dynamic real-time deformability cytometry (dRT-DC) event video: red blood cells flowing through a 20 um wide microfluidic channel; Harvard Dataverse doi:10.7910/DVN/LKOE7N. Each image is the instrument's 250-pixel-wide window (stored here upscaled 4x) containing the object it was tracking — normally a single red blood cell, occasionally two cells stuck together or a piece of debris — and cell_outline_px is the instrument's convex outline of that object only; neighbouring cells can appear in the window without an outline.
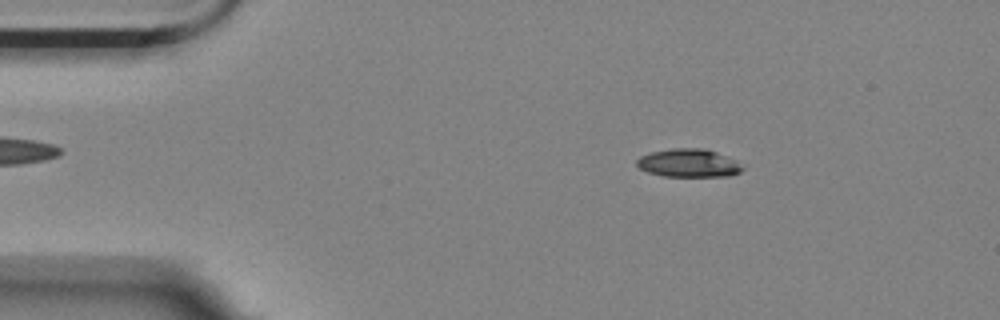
{"species": "Egyptian fruit bat (a non-hibernating species)", "species_latin": "Rousettus aegyptiacus", "temperature_condition": "room temperature", "stored_images_in_passage": 49, "camera_frame_rate_fps": 3000, "um_per_image_px": 0.085, "animal": {"sex": "female"}, "frame": {"image": 1, "passage_image": 9, "time_ms": 2.667, "image_size_px": [1000, 320], "cell_outline_px": [[744, 168], [740, 172], [728, 176], [664, 176], [648, 172], [640, 168], [636, 164], [636, 160], [640, 156], [652, 152], [672, 148], [704, 148], [716, 152], [736, 160]], "centroid_in_image_um": [58.53, 13.86], "position_along_channel_um": 26.5, "area_um2": 17.28}}
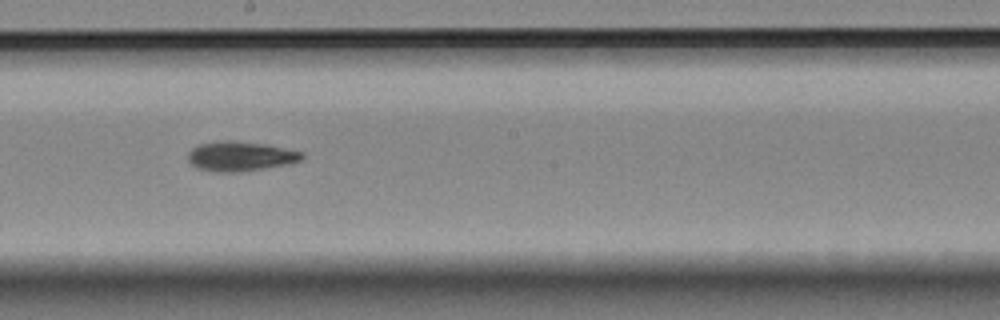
{"frame": {"image": 2, "passage_image": 31, "time_ms": 10.0, "image_size_px": [1000, 320], "cell_outline_px": [[304, 156], [300, 160], [288, 164], [240, 172], [216, 172], [196, 168], [188, 160], [188, 152], [192, 148], [200, 144], [224, 140], [228, 140], [268, 144], [304, 152]], "centroid_in_image_um": [20.43, 13.28], "position_along_channel_um": 227.8, "area_um2": 19.77}}
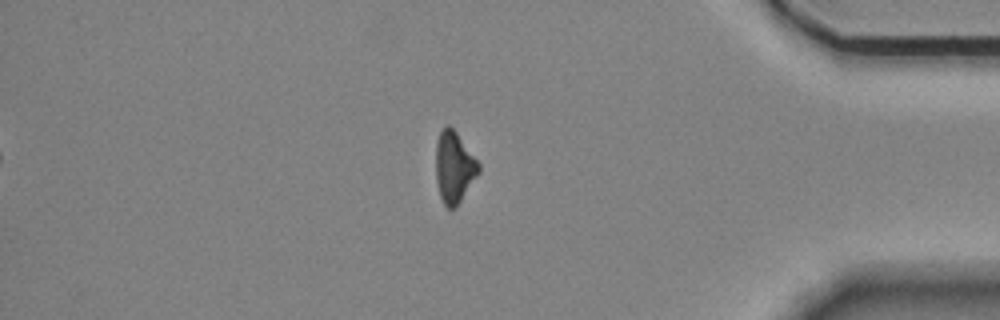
{"frame": {"image": 3, "passage_image": 48, "time_ms": 15.667, "image_size_px": [1000, 320], "cell_outline_px": [[480, 172], [456, 208], [448, 208], [444, 204], [440, 196], [436, 180], [436, 144], [440, 132], [448, 124], [456, 132], [480, 164]], "centroid_in_image_um": [38.61, 14.24], "position_along_channel_um": 396.6, "area_um2": 17.69}}